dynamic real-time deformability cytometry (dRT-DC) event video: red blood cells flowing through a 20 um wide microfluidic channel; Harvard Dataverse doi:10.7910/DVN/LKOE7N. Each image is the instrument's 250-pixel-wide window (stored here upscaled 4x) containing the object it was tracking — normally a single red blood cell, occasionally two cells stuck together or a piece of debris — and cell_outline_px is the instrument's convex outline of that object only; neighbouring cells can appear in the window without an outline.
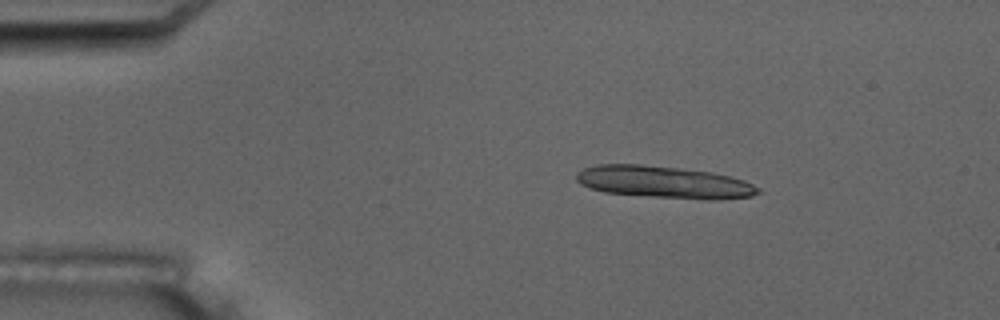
{"species": "common noctule bat (a hibernating species)", "species_latin": "Nyctalus noctula", "temperature_condition": "room temperature", "stored_images_in_passage": 5, "camera_frame_rate_fps": 3000, "um_per_image_px": 0.085, "animal": {"sex": "male", "body_mass_g": 17.5, "forearm_length_mm": 52.3}, "frame": {"image": 1, "passage_image": 3, "time_ms": 2.333, "image_size_px": [1000, 320], "cell_outline_px": [[760, 192], [752, 196], [652, 196], [604, 192], [588, 188], [580, 184], [576, 180], [576, 172], [584, 168], [596, 164], [640, 164], [712, 172], [744, 180], [760, 188]], "centroid_in_image_um": [56.24, 15.42], "position_along_channel_um": 28.8, "area_um2": 32.37}}